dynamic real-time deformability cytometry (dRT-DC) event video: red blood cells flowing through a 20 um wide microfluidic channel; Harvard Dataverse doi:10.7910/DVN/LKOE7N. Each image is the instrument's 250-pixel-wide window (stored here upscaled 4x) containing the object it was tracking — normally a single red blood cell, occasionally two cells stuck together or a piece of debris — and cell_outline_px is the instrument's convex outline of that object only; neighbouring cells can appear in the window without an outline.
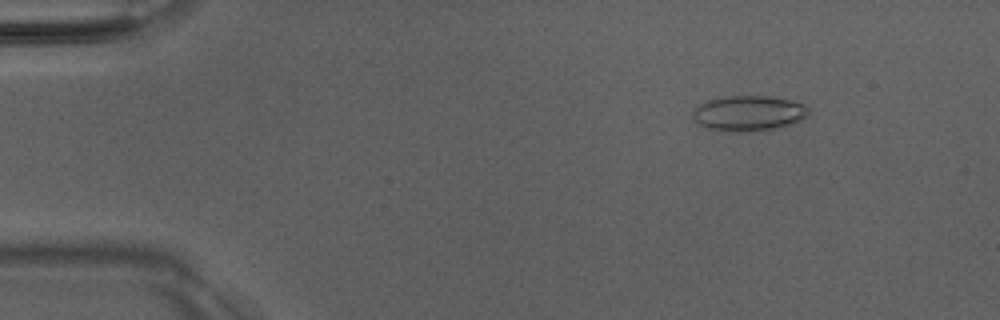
{"species": "Egyptian fruit bat (a non-hibernating species)", "species_latin": "Rousettus aegyptiacus", "temperature_condition": "room temperature", "stored_images_in_passage": 51, "camera_frame_rate_fps": 3000, "um_per_image_px": 0.085, "animal": {"sex": "male"}, "frame": {"image": 1, "passage_image": 7, "time_ms": 2.0, "image_size_px": [1000, 320], "cell_outline_px": [[808, 116], [800, 120], [788, 124], [772, 128], [740, 132], [736, 132], [708, 128], [692, 120], [692, 112], [700, 104], [708, 100], [724, 96], [772, 96], [792, 100], [808, 104]], "centroid_in_image_um": [63.64, 9.6], "position_along_channel_um": 21.4, "area_um2": 23.76}}
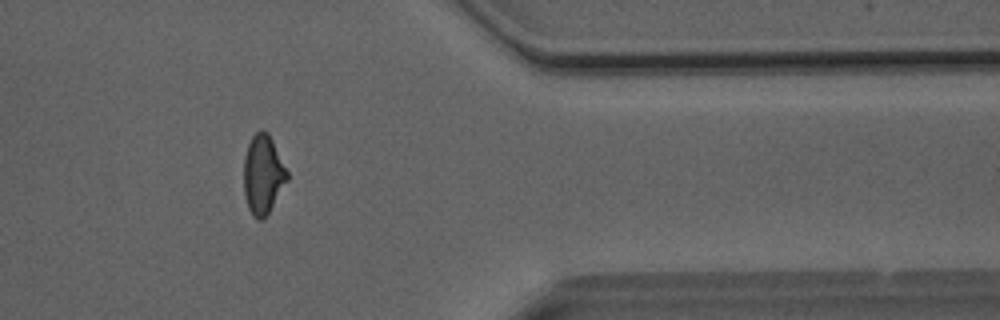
{"frame": {"image": 2, "passage_image": 42, "time_ms": 13.667, "image_size_px": [1000, 320], "cell_outline_px": [[288, 180], [264, 220], [256, 220], [252, 216], [248, 208], [244, 196], [244, 156], [248, 144], [252, 136], [260, 128], [264, 128], [268, 132], [288, 172]], "centroid_in_image_um": [22.34, 14.84], "position_along_channel_um": 389.1, "area_um2": 20.23}}
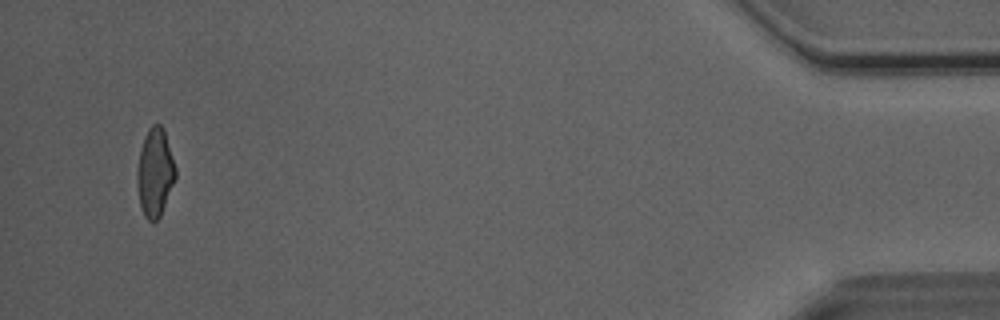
{"frame": {"image": 3, "passage_image": 49, "time_ms": 16.0, "image_size_px": [1000, 320], "cell_outline_px": [[176, 176], [160, 216], [156, 220], [148, 220], [144, 216], [140, 208], [136, 180], [136, 176], [140, 148], [144, 136], [148, 128], [152, 124], [160, 124], [164, 128], [176, 168]], "centroid_in_image_um": [13.15, 14.63], "position_along_channel_um": 422.0, "area_um2": 19.83}, "authors_computed_cell_mechanics": {"area_um2": 20.6924, "velocity_mm_per_s": 4.0773, "shape_relaxation_time_tau1_ms": 10.0371, "shape_relaxation_time_tau2_ms": 1.5433, "deformation_change_tau1": 0.2199, "deformation_change_tau2": 0.0902}}